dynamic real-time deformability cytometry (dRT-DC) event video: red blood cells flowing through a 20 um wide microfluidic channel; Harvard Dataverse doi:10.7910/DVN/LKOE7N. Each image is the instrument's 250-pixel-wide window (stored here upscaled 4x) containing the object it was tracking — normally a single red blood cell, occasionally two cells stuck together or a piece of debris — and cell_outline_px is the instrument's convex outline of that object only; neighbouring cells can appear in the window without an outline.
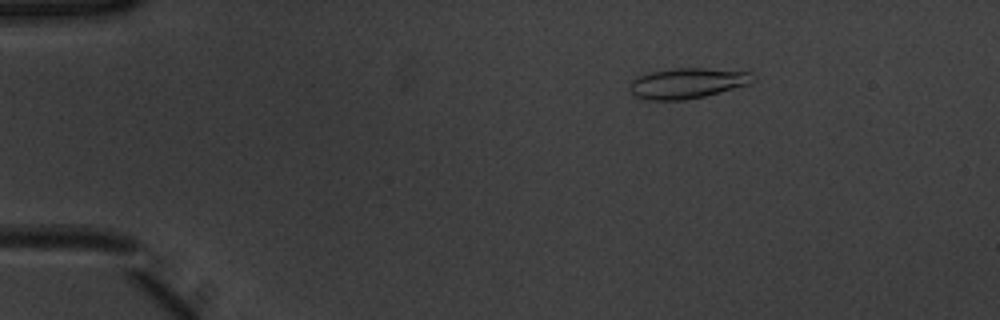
{"species": "common noctule bat (a hibernating species)", "species_latin": "Nyctalus noctula", "temperature_condition": "warm", "stored_images_in_passage": 52, "camera_frame_rate_fps": 3000, "um_per_image_px": 0.085, "animal": {"sex": "male", "body_mass_g": 20.1, "forearm_length_mm": 53.5}, "frame": {"image": 1, "passage_image": 9, "time_ms": 2.667, "image_size_px": [1000, 320], "cell_outline_px": [[748, 84], [704, 96], [684, 100], [648, 100], [636, 96], [632, 92], [632, 80], [648, 72], [672, 68], [704, 68], [748, 72]], "centroid_in_image_um": [58.33, 7.07], "position_along_channel_um": 26.7, "area_um2": 21.1}}
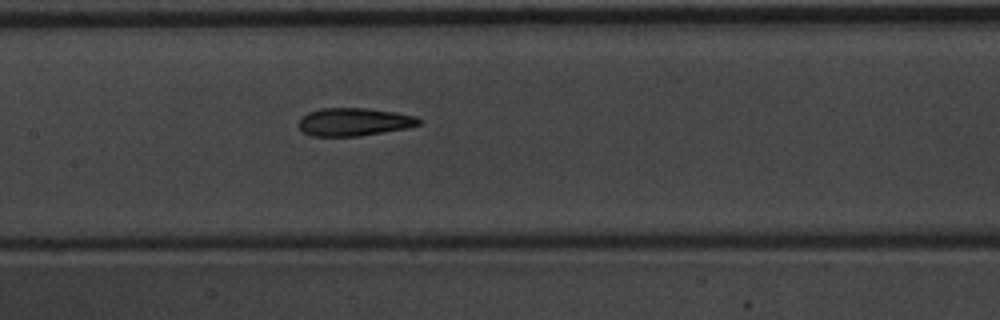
{"frame": {"image": 2, "passage_image": 26, "time_ms": 8.333, "image_size_px": [1000, 320], "cell_outline_px": [[420, 124], [408, 128], [360, 136], [312, 136], [304, 132], [296, 124], [300, 116], [308, 112], [320, 108], [368, 108], [396, 112], [416, 116], [420, 120]], "centroid_in_image_um": [30.06, 10.35], "position_along_channel_um": 177.3, "area_um2": 19.83}}
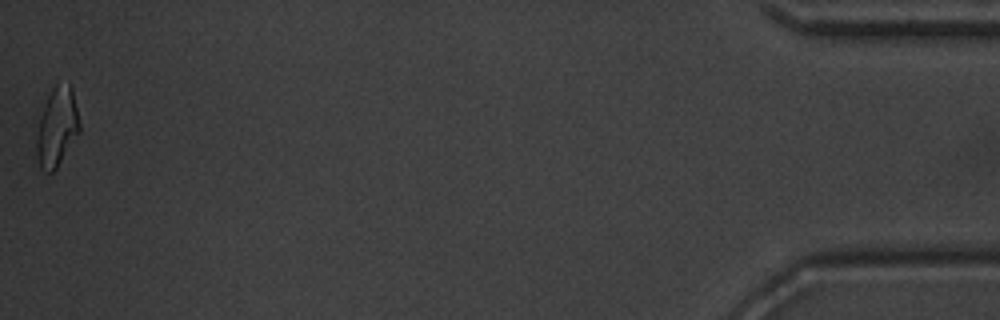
{"frame": {"image": 3, "passage_image": 52, "time_ms": 17.0, "image_size_px": [1000, 320], "cell_outline_px": [[80, 132], [56, 168], [52, 172], [44, 172], [40, 168], [36, 156], [36, 140], [40, 120], [48, 96], [52, 88], [56, 84], [72, 84], [80, 124]], "centroid_in_image_um": [4.86, 10.81], "position_along_channel_um": 430.3, "area_um2": 19.59}, "authors_computed_cell_mechanics": {"area_um2": 20.0855, "velocity_mm_per_s": 3.9525, "shape_relaxation_time_tau1_ms": 4.9495, "shape_relaxation_time_tau2_ms": 2.41, "deformation_change_tau1": 0.1764, "deformation_change_tau2": 0.1054}}